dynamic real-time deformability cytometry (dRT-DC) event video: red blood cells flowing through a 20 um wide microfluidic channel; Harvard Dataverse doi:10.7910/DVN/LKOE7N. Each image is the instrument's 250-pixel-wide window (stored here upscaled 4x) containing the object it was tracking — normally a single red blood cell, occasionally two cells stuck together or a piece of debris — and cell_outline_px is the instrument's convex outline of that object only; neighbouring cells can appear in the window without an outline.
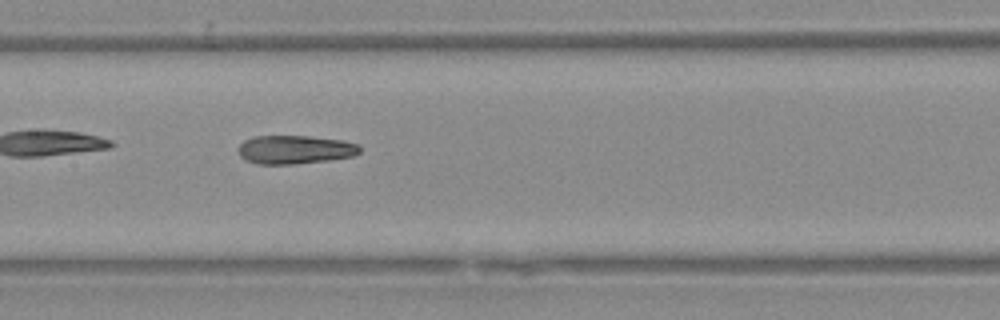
{"species": "Egyptian fruit bat (a non-hibernating species)", "species_latin": "Rousettus aegyptiacus", "temperature_condition": "warm", "stored_images_in_passage": 37, "camera_frame_rate_fps": 3000, "um_per_image_px": 0.085, "animal": {"sex": "female"}, "frame": {"image": 1, "passage_image": 11, "time_ms": 3.333, "image_size_px": [1000, 320], "cell_outline_px": [[360, 152], [352, 156], [328, 160], [292, 164], [256, 164], [240, 156], [236, 148], [244, 140], [256, 136], [308, 136], [340, 140], [356, 144], [360, 148]], "centroid_in_image_um": [25.02, 12.71], "position_along_channel_um": 182.4, "area_um2": 20.06}}
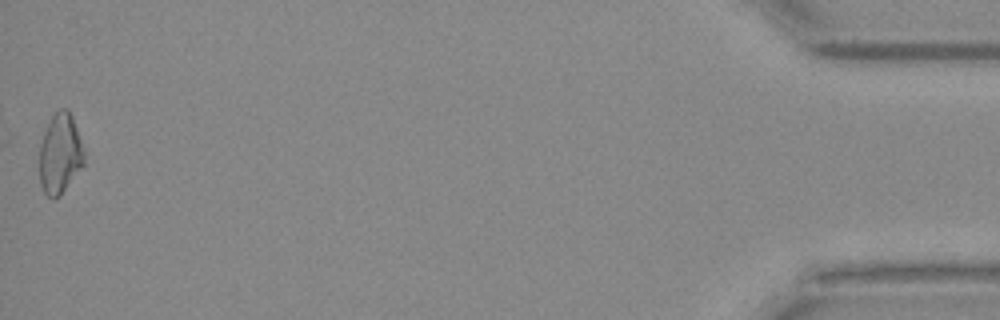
{"frame": {"image": 2, "passage_image": 37, "time_ms": 12.0, "image_size_px": [1000, 320], "cell_outline_px": [[84, 164], [60, 196], [52, 200], [44, 192], [40, 184], [40, 144], [44, 132], [52, 116], [60, 108], [68, 108], [72, 116], [84, 152]], "centroid_in_image_um": [5.1, 13.09], "position_along_channel_um": 430.1, "area_um2": 20.69}, "authors_computed_cell_mechanics": {"area_um2": 20.519, "velocity_mm_per_s": 3.9181, "shape_relaxation_time_tau1_ms": null, "shape_relaxation_time_tau2_ms": 1.8201, "deformation_change_tau1": null, "deformation_change_tau2": 0.0846}}